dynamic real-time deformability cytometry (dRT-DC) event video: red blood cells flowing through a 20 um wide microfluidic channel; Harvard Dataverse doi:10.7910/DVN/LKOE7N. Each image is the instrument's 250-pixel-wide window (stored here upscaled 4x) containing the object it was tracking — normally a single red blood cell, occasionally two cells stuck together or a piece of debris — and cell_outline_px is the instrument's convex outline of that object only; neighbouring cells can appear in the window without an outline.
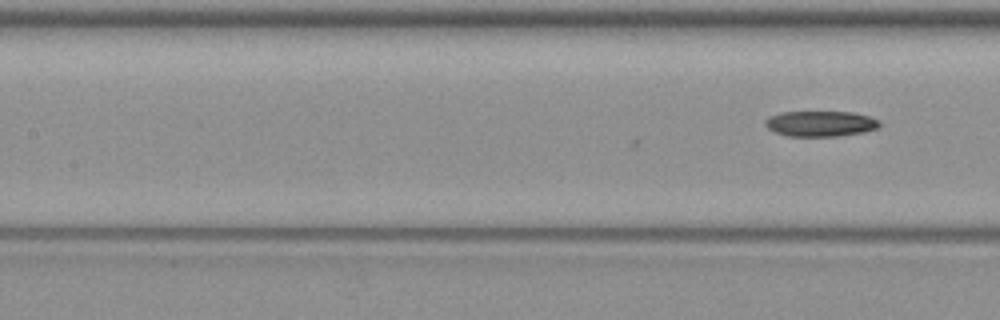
{"species": "common noctule bat (a hibernating species)", "species_latin": "Nyctalus noctula", "temperature_condition": "warm", "stored_images_in_passage": 9, "segment_of_instrument_passage": [2, 2], "camera_frame_rate_fps": 3000, "um_per_image_px": 0.085, "animal": {"sex": "female", "body_mass_g": 19.3, "forearm_length_mm": 54.1}, "frame": {"image": 1, "passage_image": 9, "time_ms": 10.667, "image_size_px": [1000, 320], "cell_outline_px": [[880, 128], [864, 132], [840, 136], [788, 136], [776, 132], [768, 128], [764, 124], [764, 120], [768, 116], [780, 112], [852, 112], [868, 116], [876, 120], [880, 124]], "centroid_in_image_um": [69.72, 10.51], "position_along_channel_um": 137.7, "area_um2": 17.05}}